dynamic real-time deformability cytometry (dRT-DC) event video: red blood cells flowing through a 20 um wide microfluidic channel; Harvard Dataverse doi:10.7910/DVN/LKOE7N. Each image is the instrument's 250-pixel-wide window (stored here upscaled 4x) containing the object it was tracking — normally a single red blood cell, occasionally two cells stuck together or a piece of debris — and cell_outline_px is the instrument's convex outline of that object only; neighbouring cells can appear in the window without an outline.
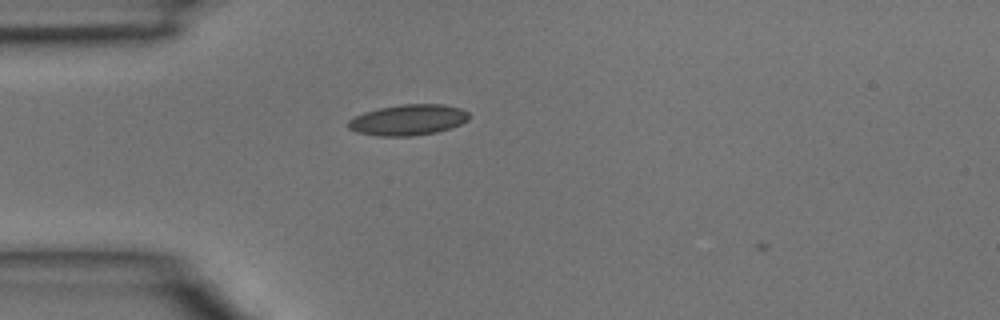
{"species": "common noctule bat (a hibernating species)", "species_latin": "Nyctalus noctula", "temperature_condition": "room temperature", "stored_images_in_passage": 2, "camera_frame_rate_fps": 3000, "um_per_image_px": 0.085, "animal": {"sex": "male", "body_mass_g": 15.6}, "frame": {"image": 1, "passage_image": 1, "time_ms": 0.0, "image_size_px": [1000, 320], "cell_outline_px": [[468, 120], [452, 128], [436, 132], [412, 136], [380, 136], [356, 132], [348, 128], [348, 120], [364, 112], [380, 108], [404, 104], [444, 104], [460, 108], [468, 112]], "centroid_in_image_um": [34.7, 10.19], "position_along_channel_um": 50.3, "area_um2": 21.62}}